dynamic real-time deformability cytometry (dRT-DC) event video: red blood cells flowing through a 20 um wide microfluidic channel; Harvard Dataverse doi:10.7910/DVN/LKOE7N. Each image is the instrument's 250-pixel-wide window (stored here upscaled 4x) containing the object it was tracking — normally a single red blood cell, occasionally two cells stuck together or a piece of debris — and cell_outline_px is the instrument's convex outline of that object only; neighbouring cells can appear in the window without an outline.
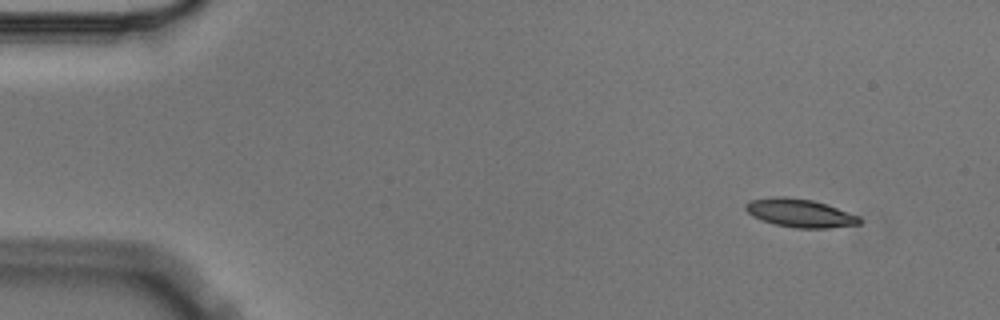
{"species": "Egyptian fruit bat (a non-hibernating species)", "species_latin": "Rousettus aegyptiacus", "temperature_condition": "cold", "stored_images_in_passage": 4, "camera_frame_rate_fps": 3000, "um_per_image_px": 0.085, "animal": {"sex": "male"}, "frame": {"image": 1, "passage_image": 1, "time_ms": 0.0, "image_size_px": [1000, 320], "cell_outline_px": [[860, 224], [828, 228], [796, 228], [776, 224], [752, 216], [744, 208], [744, 204], [752, 200], [772, 196], [784, 196], [812, 200], [860, 216]], "centroid_in_image_um": [67.97, 18.1], "position_along_channel_um": 17.0, "area_um2": 18.55}}
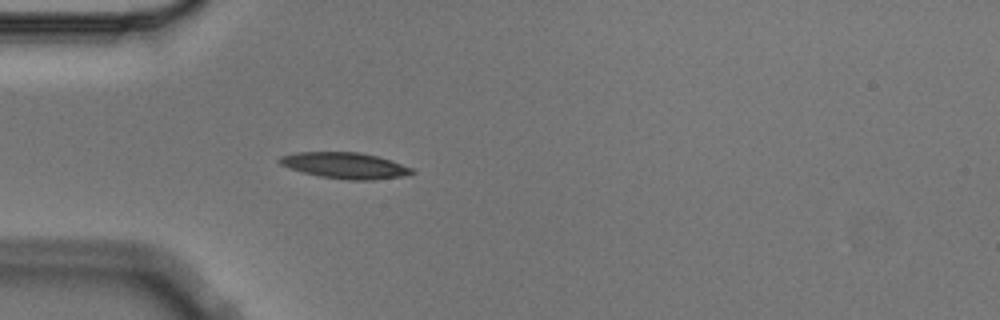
{"frame": {"image": 2, "passage_image": 4, "time_ms": 1.0, "image_size_px": [1000, 320], "cell_outline_px": [[416, 172], [404, 176], [372, 180], [348, 180], [320, 176], [288, 168], [280, 164], [276, 160], [280, 156], [296, 152], [360, 152], [376, 156], [412, 168]], "centroid_in_image_um": [29.28, 14.07], "position_along_channel_um": 55.7, "area_um2": 20.0}}